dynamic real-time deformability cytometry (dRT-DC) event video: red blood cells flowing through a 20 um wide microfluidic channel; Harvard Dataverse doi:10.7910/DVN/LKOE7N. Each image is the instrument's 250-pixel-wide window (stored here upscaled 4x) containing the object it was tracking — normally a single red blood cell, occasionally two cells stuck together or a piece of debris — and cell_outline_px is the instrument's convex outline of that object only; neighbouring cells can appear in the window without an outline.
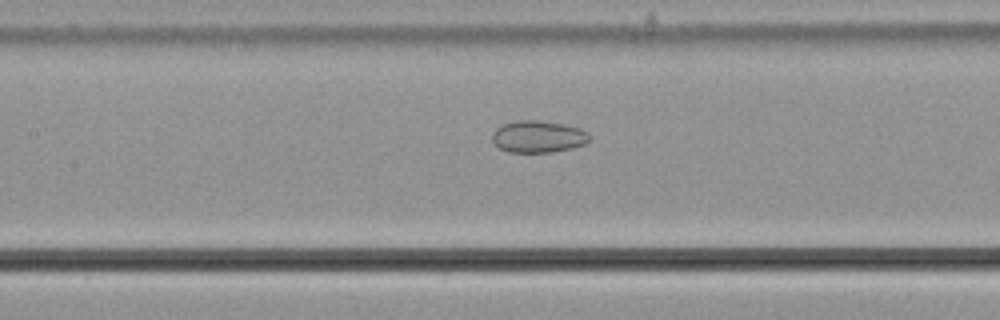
{"species": "common noctule bat (a hibernating species)", "species_latin": "Nyctalus noctula", "temperature_condition": "cold", "stored_images_in_passage": 51, "segment_of_instrument_passage": [2, 2], "camera_frame_rate_fps": 3000, "um_per_image_px": 0.085, "animal": {"sex": "male", "body_mass_g": 21.5, "forearm_length_mm": 52.0}, "frame": {"image": 1, "passage_image": 26, "time_ms": 8.333, "image_size_px": [1000, 320], "cell_outline_px": [[592, 140], [584, 144], [572, 148], [552, 152], [508, 152], [500, 148], [492, 140], [492, 132], [496, 128], [504, 124], [516, 120], [536, 120], [564, 124], [580, 128], [588, 132], [592, 136]], "centroid_in_image_um": [45.78, 11.61], "position_along_channel_um": 161.6, "area_um2": 18.26}}
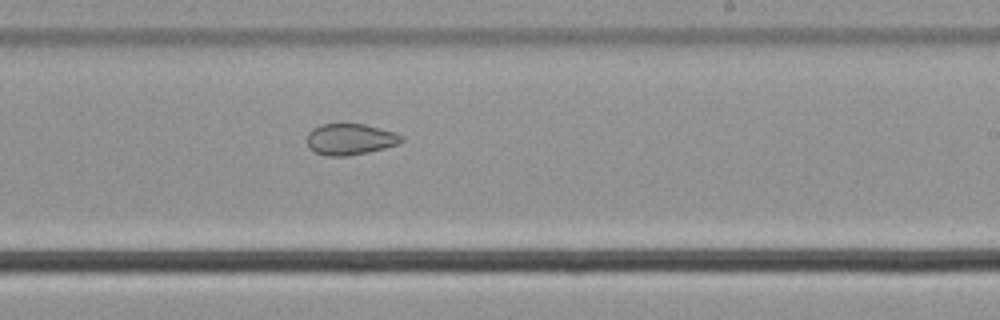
{"frame": {"image": 2, "passage_image": 34, "time_ms": 11.0, "image_size_px": [1000, 320], "cell_outline_px": [[404, 140], [400, 144], [368, 152], [348, 156], [328, 156], [316, 152], [308, 148], [308, 132], [312, 128], [320, 124], [364, 124], [396, 132], [404, 136]], "centroid_in_image_um": [29.79, 11.83], "position_along_channel_um": 259.2, "area_um2": 17.34}}
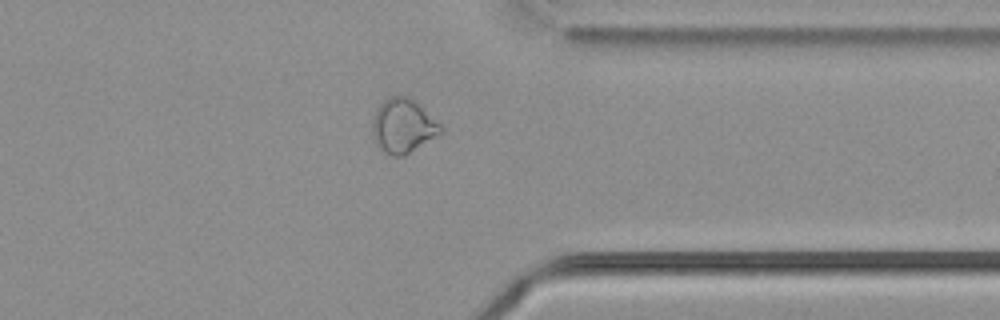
{"frame": {"image": 3, "passage_image": 44, "time_ms": 14.333, "image_size_px": [1000, 320], "cell_outline_px": [[444, 132], [404, 156], [392, 156], [384, 152], [376, 144], [372, 136], [372, 120], [376, 108], [388, 96], [408, 96], [420, 104], [444, 128]], "centroid_in_image_um": [34.26, 10.7], "position_along_channel_um": 377.1, "area_um2": 21.85}}